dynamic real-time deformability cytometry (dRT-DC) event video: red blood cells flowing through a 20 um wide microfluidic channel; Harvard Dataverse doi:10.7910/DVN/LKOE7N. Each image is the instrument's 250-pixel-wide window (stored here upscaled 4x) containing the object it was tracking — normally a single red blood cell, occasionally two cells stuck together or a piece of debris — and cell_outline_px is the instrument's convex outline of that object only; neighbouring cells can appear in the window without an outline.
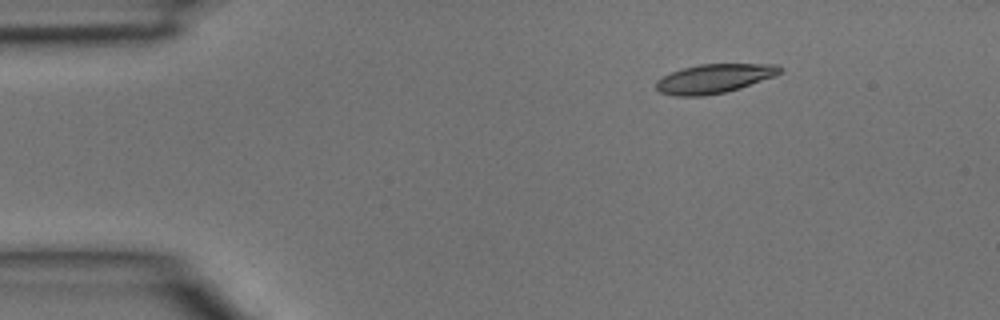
{"species": "common noctule bat (a hibernating species)", "species_latin": "Nyctalus noctula", "temperature_condition": "room temperature", "stored_images_in_passage": 3, "camera_frame_rate_fps": 3000, "um_per_image_px": 0.085, "animal": {"sex": "male", "body_mass_g": 15.6}, "frame": {"image": 1, "passage_image": 1, "time_ms": 0.0, "image_size_px": [1000, 320], "cell_outline_px": [[780, 72], [776, 76], [740, 88], [724, 92], [704, 96], [676, 96], [660, 92], [656, 88], [656, 80], [672, 72], [684, 68], [700, 64], [776, 64], [780, 68]], "centroid_in_image_um": [60.7, 6.68], "position_along_channel_um": 24.3, "area_um2": 20.81}}